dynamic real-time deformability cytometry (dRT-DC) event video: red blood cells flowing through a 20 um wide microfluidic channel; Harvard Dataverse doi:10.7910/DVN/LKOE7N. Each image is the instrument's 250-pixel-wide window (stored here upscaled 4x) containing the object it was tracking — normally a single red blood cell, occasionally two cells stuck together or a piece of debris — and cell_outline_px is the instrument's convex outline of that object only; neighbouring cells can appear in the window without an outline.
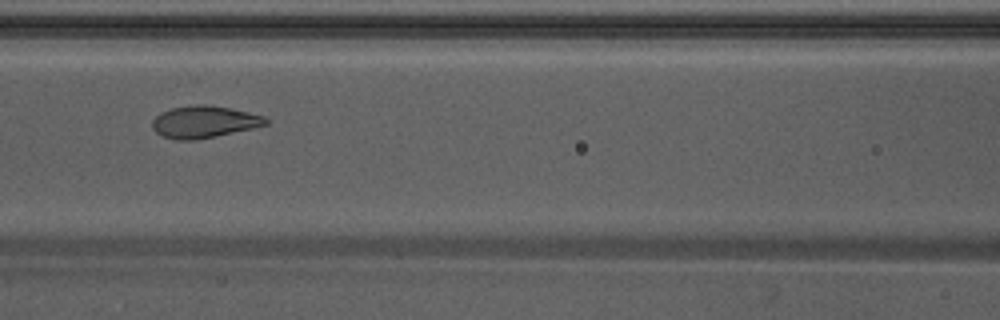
{"species": "Egyptian fruit bat (a non-hibernating species)", "species_latin": "Rousettus aegyptiacus", "temperature_condition": "warm", "stored_images_in_passage": 37, "camera_frame_rate_fps": 3000, "um_per_image_px": 0.085, "animal": {"sex": "male"}, "frame": {"image": 1, "passage_image": 13, "time_ms": 4.0, "image_size_px": [1000, 320], "cell_outline_px": [[268, 124], [252, 128], [192, 140], [176, 140], [160, 136], [152, 128], [152, 120], [160, 112], [172, 108], [196, 104], [204, 104], [228, 108], [248, 112], [264, 116], [268, 120]], "centroid_in_image_um": [17.29, 10.35], "position_along_channel_um": 149.3, "area_um2": 20.92}}
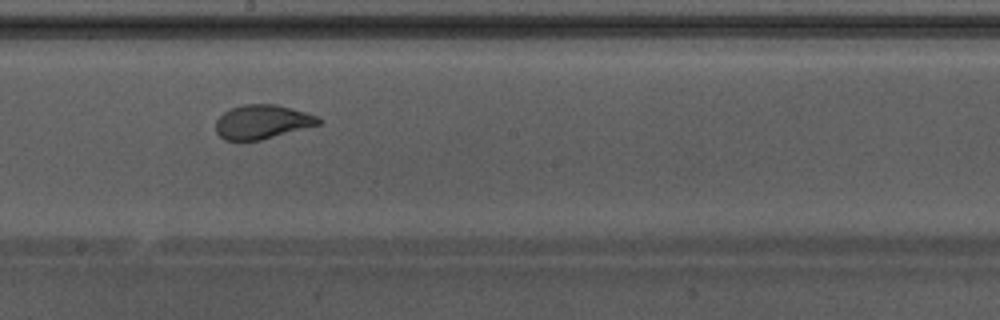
{"frame": {"image": 2, "passage_image": 19, "time_ms": 6.0, "image_size_px": [1000, 320], "cell_outline_px": [[320, 124], [260, 140], [224, 140], [216, 132], [216, 120], [224, 112], [232, 108], [244, 104], [276, 104], [320, 116]], "centroid_in_image_um": [22.29, 10.35], "position_along_channel_um": 225.9, "area_um2": 20.23}}
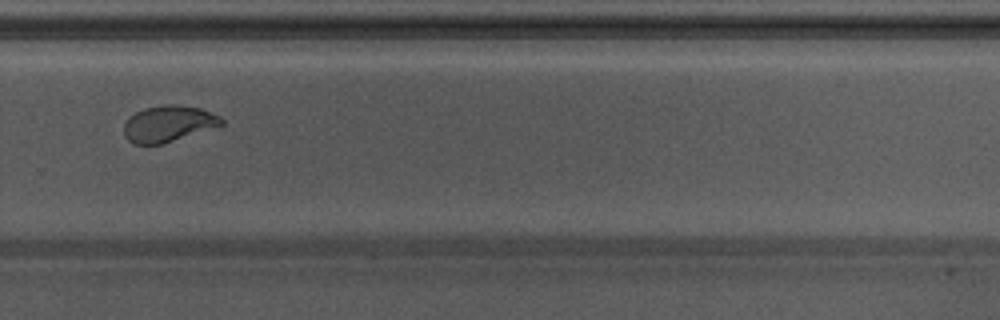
{"frame": {"image": 3, "passage_image": 26, "time_ms": 8.333, "image_size_px": [1000, 320], "cell_outline_px": [[224, 124], [160, 144], [132, 144], [124, 136], [124, 124], [136, 112], [144, 108], [164, 104], [176, 104], [200, 108], [220, 116], [224, 120]], "centroid_in_image_um": [14.3, 10.5], "position_along_channel_um": 315.5, "area_um2": 20.29}, "authors_computed_cell_mechanics": {"area_um2": 21.386, "velocity_mm_per_s": 3.8489, "shape_relaxation_time_tau1_ms": 3.0971, "shape_relaxation_time_tau2_ms": null, "deformation_change_tau1": 0.1628, "deformation_change_tau2": null}}